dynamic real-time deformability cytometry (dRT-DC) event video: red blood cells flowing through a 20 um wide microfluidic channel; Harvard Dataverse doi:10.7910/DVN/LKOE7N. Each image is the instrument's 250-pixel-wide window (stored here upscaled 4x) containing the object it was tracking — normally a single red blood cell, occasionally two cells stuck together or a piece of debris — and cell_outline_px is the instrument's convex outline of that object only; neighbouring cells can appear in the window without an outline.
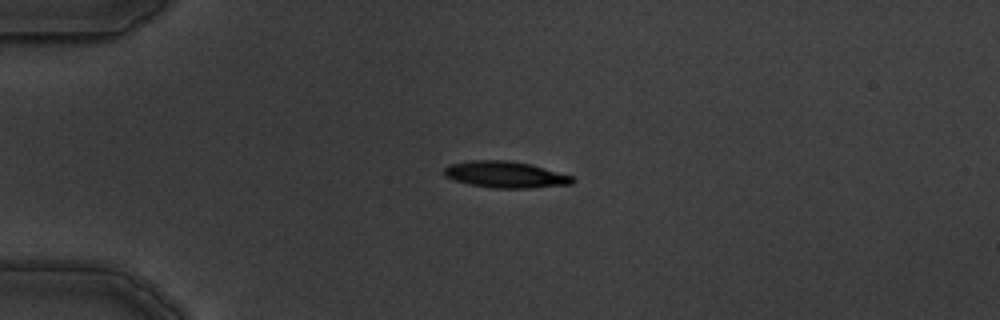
{"species": "common noctule bat (a hibernating species)", "species_latin": "Nyctalus noctula", "temperature_condition": "warm", "stored_images_in_passage": 7, "camera_frame_rate_fps": 3000, "um_per_image_px": 0.085, "animal": {"sex": "male", "body_mass_g": 19.5, "forearm_length_mm": 54.6}, "frame": {"image": 1, "passage_image": 5, "time_ms": 4.667, "image_size_px": [1000, 320], "cell_outline_px": [[576, 180], [572, 184], [528, 188], [496, 188], [468, 184], [444, 176], [444, 168], [448, 164], [472, 160], [504, 160], [528, 164], [572, 176]], "centroid_in_image_um": [42.92, 14.84], "position_along_channel_um": 42.1, "area_um2": 19.54}}